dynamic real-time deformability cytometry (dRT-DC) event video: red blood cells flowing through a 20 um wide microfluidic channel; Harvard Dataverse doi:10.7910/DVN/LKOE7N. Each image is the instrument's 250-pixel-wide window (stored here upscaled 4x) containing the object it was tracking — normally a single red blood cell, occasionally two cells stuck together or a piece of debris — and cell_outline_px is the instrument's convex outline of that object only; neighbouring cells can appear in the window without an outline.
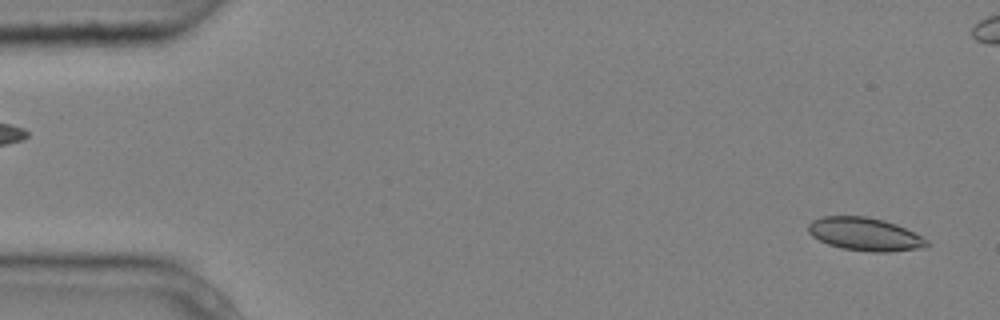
{"species": "common noctule bat (a hibernating species)", "species_latin": "Nyctalus noctula", "temperature_condition": "cold", "stored_images_in_passage": 6, "segment_of_instrument_passage": [2, 2], "camera_frame_rate_fps": 3000, "um_per_image_px": 0.085, "animal": {"sex": "male", "body_mass_g": 20.4}, "frame": {"image": 1, "passage_image": 6, "time_ms": 1.667, "image_size_px": [1000, 320], "cell_outline_px": [[928, 244], [924, 248], [888, 252], [872, 252], [840, 248], [828, 244], [812, 236], [808, 232], [808, 224], [812, 220], [824, 216], [864, 216], [884, 220], [896, 224], [928, 240]], "centroid_in_image_um": [73.49, 19.91], "position_along_channel_um": 11.5, "area_um2": 22.77}}